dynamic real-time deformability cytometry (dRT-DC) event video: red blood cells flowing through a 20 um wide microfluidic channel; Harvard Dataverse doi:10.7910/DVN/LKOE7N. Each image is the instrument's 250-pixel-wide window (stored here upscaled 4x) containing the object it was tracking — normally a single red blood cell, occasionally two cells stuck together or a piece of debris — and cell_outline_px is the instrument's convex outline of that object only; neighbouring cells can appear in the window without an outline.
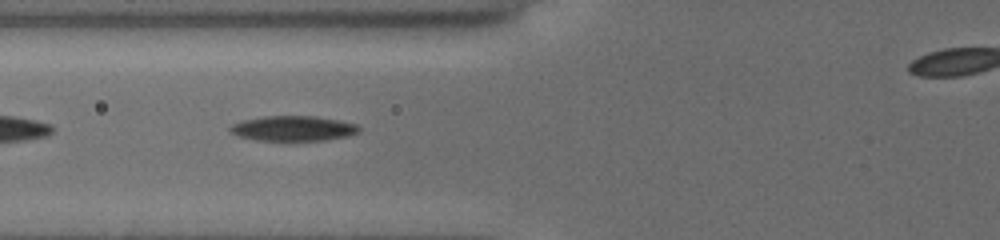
{"species": "common noctule bat (a hibernating species)", "species_latin": "Nyctalus noctula", "temperature_condition": "cold", "stored_images_in_passage": 34, "camera_frame_rate_fps": 3000, "um_per_image_px": 0.085, "animal": {"sex": "female", "body_mass_g": 19.5, "forearm_length_mm": 54.1}, "frame": {"image": 1, "passage_image": 5, "time_ms": 1.333, "image_size_px": [1000, 240], "cell_outline_px": [[360, 128], [356, 132], [348, 136], [324, 140], [288, 144], [252, 140], [228, 132], [228, 128], [232, 124], [244, 120], [264, 116], [312, 116], [336, 120], [356, 124]], "centroid_in_image_um": [24.83, 10.97], "position_along_channel_um": 101.0, "area_um2": 19.65}}
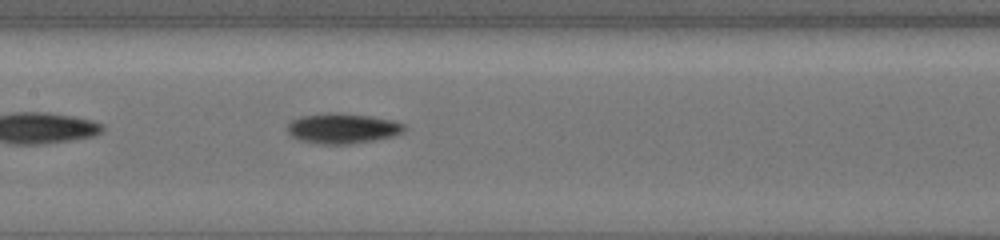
{"frame": {"image": 2, "passage_image": 11, "time_ms": 3.333, "image_size_px": [1000, 240], "cell_outline_px": [[404, 128], [400, 132], [392, 136], [352, 144], [320, 144], [300, 140], [292, 136], [288, 132], [288, 124], [292, 120], [304, 116], [368, 116], [392, 120], [404, 124]], "centroid_in_image_um": [29.12, 10.97], "position_along_channel_um": 178.3, "area_um2": 19.19}}
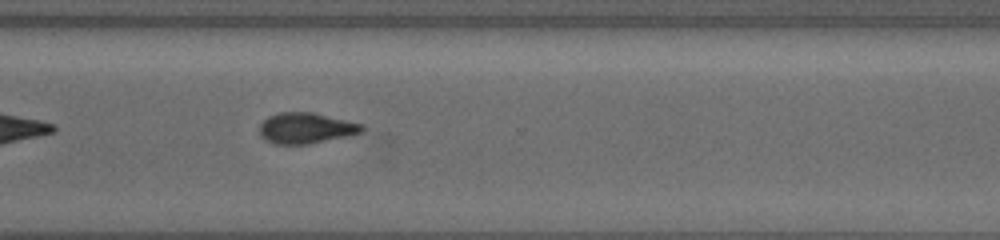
{"frame": {"image": 3, "passage_image": 24, "time_ms": 7.667, "image_size_px": [1000, 240], "cell_outline_px": [[364, 128], [360, 132], [352, 136], [308, 144], [276, 144], [268, 140], [260, 132], [260, 124], [268, 116], [280, 112], [312, 112], [364, 124]], "centroid_in_image_um": [26.06, 10.88], "position_along_channel_um": 344.5, "area_um2": 18.32}}